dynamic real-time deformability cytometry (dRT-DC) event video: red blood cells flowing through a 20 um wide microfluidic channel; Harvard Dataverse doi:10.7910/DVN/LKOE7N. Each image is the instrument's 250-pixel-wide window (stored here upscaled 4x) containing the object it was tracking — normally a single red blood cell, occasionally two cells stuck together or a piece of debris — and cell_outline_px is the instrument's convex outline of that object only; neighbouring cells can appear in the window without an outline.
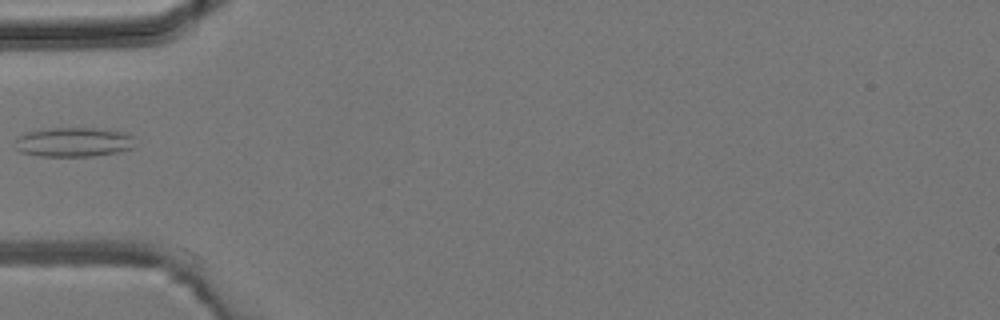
{"species": "common noctule bat (a hibernating species)", "species_latin": "Nyctalus noctula", "temperature_condition": "room temperature", "stored_images_in_passage": 5, "camera_frame_rate_fps": 3000, "um_per_image_px": 0.085, "animal": {"sex": "male", "body_mass_g": 19.2, "forearm_length_mm": 51.8}, "frame": {"image": 1, "passage_image": 5, "time_ms": 4.667, "image_size_px": [1000, 320], "cell_outline_px": [[132, 148], [116, 152], [92, 156], [40, 156], [20, 152], [16, 148], [16, 136], [24, 132], [48, 128], [96, 128], [124, 132], [132, 136]], "centroid_in_image_um": [6.18, 12.07], "position_along_channel_um": 78.8, "area_um2": 20.52}}